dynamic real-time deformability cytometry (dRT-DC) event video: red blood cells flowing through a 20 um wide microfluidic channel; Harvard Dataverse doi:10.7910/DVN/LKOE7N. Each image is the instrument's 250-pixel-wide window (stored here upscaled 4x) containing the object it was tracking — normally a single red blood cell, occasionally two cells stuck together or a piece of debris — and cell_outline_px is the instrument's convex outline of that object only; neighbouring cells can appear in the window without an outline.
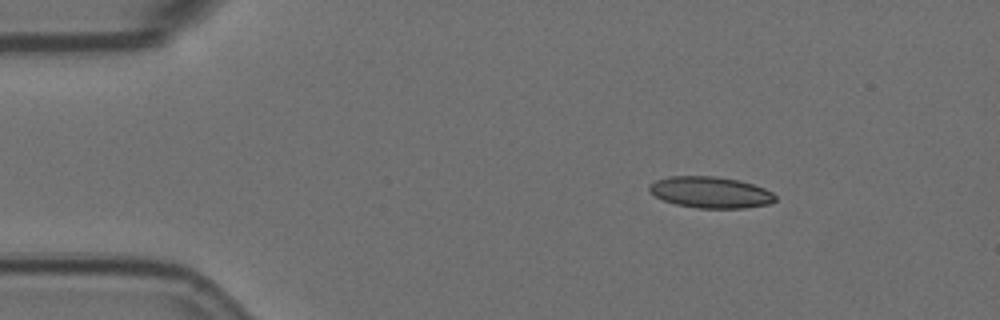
{"species": "Egyptian fruit bat (a non-hibernating species)", "species_latin": "Rousettus aegyptiacus", "temperature_condition": "room temperature", "stored_images_in_passage": 3, "camera_frame_rate_fps": 3000, "um_per_image_px": 0.085, "animal": {"sex": "female"}, "frame": {"image": 1, "passage_image": 1, "time_ms": 0.0, "image_size_px": [1000, 320], "cell_outline_px": [[776, 200], [768, 204], [744, 208], [696, 208], [676, 204], [664, 200], [656, 196], [648, 188], [656, 180], [668, 176], [716, 176], [740, 180], [764, 188], [772, 192], [776, 196]], "centroid_in_image_um": [60.42, 16.34], "position_along_channel_um": 24.6, "area_um2": 22.89}}